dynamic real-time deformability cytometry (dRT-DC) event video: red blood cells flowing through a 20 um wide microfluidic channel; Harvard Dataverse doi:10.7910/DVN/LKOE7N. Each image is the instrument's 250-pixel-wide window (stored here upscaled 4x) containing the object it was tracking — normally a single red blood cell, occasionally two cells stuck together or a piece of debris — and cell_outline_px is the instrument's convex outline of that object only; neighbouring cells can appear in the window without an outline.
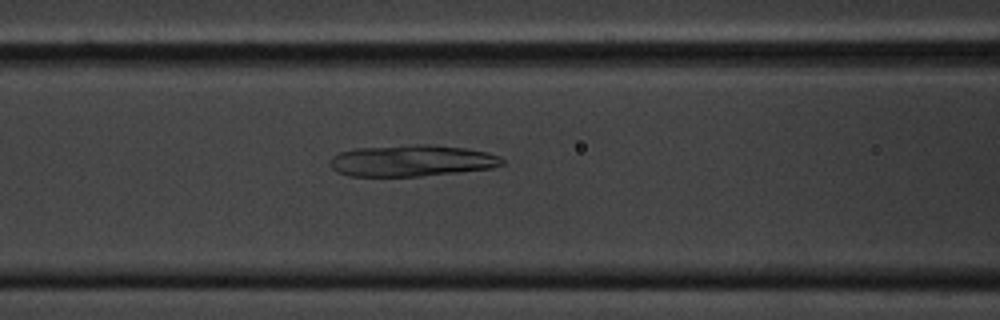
{"species": "common noctule bat (a hibernating species)", "species_latin": "Nyctalus noctula", "temperature_condition": "cold", "stored_images_in_passage": 45, "camera_frame_rate_fps": 3000, "um_per_image_px": 0.085, "animal": {"sex": "male", "body_mass_g": 20.1, "forearm_length_mm": 53.5}, "frame": {"image": 1, "passage_image": 10, "time_ms": 3.0, "image_size_px": [1000, 320], "cell_outline_px": [[504, 164], [492, 168], [420, 176], [348, 176], [336, 172], [328, 164], [332, 156], [340, 152], [356, 148], [416, 144], [428, 144], [468, 148], [488, 152], [500, 156], [504, 160]], "centroid_in_image_um": [34.99, 13.65], "position_along_channel_um": 131.6, "area_um2": 31.79}}
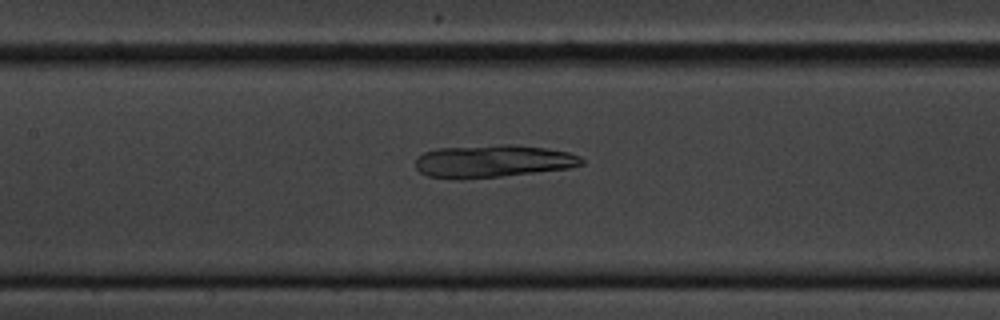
{"frame": {"image": 2, "passage_image": 13, "time_ms": 4.0, "image_size_px": [1000, 320], "cell_outline_px": [[584, 164], [568, 168], [500, 176], [460, 180], [428, 176], [420, 172], [416, 168], [416, 160], [424, 152], [436, 148], [500, 144], [508, 144], [544, 148], [568, 152], [580, 156], [584, 160]], "centroid_in_image_um": [41.87, 13.7], "position_along_channel_um": 165.5, "area_um2": 31.5}}